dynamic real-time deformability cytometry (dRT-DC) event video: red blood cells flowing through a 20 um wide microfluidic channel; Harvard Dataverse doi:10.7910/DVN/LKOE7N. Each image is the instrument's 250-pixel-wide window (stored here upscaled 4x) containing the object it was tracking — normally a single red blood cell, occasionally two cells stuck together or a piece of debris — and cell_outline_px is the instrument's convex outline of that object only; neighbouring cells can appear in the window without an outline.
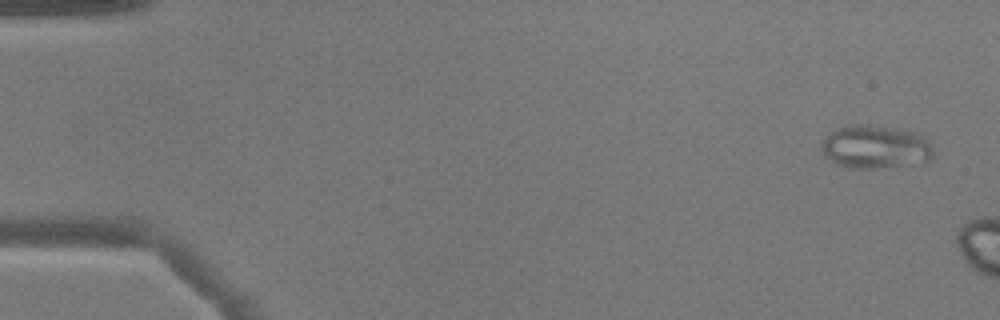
{"species": "common noctule bat (a hibernating species)", "species_latin": "Nyctalus noctula", "temperature_condition": "warm", "stored_images_in_passage": 8, "camera_frame_rate_fps": 3000, "um_per_image_px": 0.085, "animal": {"sex": "male", "body_mass_g": 17.9}, "frame": {"image": 1, "passage_image": 3, "time_ms": 0.667, "image_size_px": [1000, 320], "cell_outline_px": [[932, 160], [872, 168], [848, 168], [836, 164], [824, 156], [820, 148], [820, 144], [836, 128], [844, 124], [868, 124], [896, 128], [916, 132], [924, 136], [928, 140], [932, 148]], "centroid_in_image_um": [74.36, 12.46], "position_along_channel_um": 10.6, "area_um2": 28.21}}